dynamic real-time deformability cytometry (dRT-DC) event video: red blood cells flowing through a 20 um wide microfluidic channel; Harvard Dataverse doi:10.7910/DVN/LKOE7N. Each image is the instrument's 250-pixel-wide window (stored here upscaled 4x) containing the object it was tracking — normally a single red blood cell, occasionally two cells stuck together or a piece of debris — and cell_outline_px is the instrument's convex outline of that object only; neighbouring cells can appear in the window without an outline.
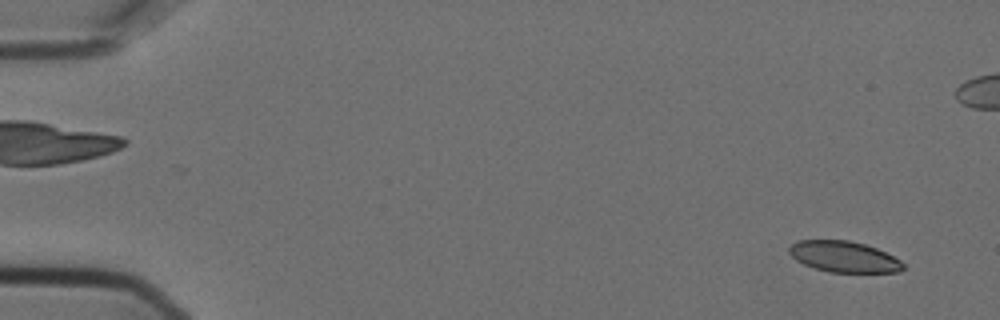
{"species": "Egyptian fruit bat (a non-hibernating species)", "species_latin": "Rousettus aegyptiacus", "temperature_condition": "cold", "stored_images_in_passage": 6, "camera_frame_rate_fps": 3000, "um_per_image_px": 0.085, "animal": {"sex": "female"}, "frame": {"image": 1, "passage_image": 1, "time_ms": 0.0, "image_size_px": [1000, 320], "cell_outline_px": [[904, 268], [900, 272], [832, 272], [812, 268], [796, 260], [788, 252], [788, 248], [796, 240], [848, 240], [864, 244], [876, 248], [900, 260], [904, 264]], "centroid_in_image_um": [71.7, 21.82], "position_along_channel_um": 13.3, "area_um2": 20.58}}
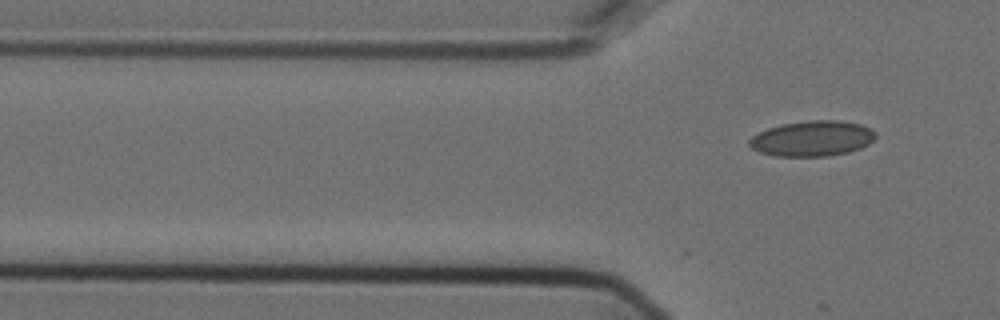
{"frame": {"image": 2, "passage_image": 6, "time_ms": 1.667, "image_size_px": [1000, 320], "cell_outline_px": [[876, 136], [868, 144], [860, 148], [848, 152], [828, 156], [772, 156], [760, 152], [752, 148], [748, 144], [748, 140], [752, 136], [768, 128], [780, 124], [808, 120], [840, 120], [860, 124], [872, 128], [876, 132]], "centroid_in_image_um": [69.04, 11.77], "position_along_channel_um": 56.8, "area_um2": 26.24}}